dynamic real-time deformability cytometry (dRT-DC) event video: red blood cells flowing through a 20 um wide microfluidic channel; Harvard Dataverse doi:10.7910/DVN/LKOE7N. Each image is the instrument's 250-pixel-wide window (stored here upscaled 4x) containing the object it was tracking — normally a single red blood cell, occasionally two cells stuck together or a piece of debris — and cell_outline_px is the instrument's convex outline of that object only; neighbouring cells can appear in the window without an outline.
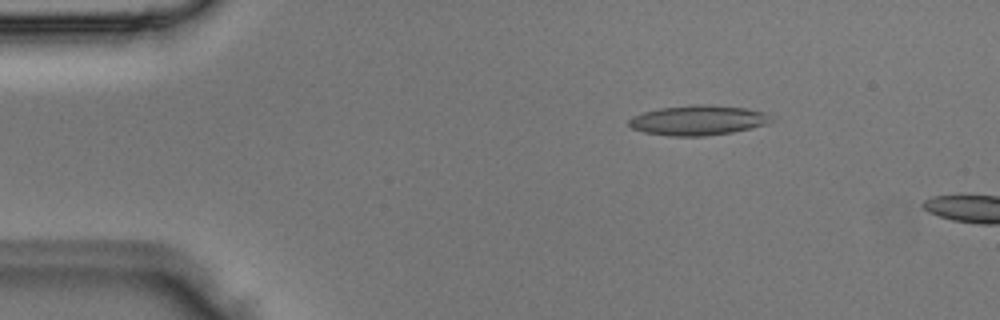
{"species": "Egyptian fruit bat (a non-hibernating species)", "species_latin": "Rousettus aegyptiacus", "temperature_condition": "room temperature", "stored_images_in_passage": 4, "camera_frame_rate_fps": 3000, "um_per_image_px": 0.085, "animal": {"sex": "male"}, "frame": {"image": 1, "passage_image": 2, "time_ms": 0.333, "image_size_px": [1000, 320], "cell_outline_px": [[776, 120], [752, 128], [732, 132], [704, 136], [668, 136], [644, 132], [632, 128], [628, 124], [628, 120], [632, 116], [644, 112], [660, 108], [696, 104], [712, 104], [744, 108], [768, 112]], "centroid_in_image_um": [59.37, 10.21], "position_along_channel_um": 25.6, "area_um2": 25.03}}